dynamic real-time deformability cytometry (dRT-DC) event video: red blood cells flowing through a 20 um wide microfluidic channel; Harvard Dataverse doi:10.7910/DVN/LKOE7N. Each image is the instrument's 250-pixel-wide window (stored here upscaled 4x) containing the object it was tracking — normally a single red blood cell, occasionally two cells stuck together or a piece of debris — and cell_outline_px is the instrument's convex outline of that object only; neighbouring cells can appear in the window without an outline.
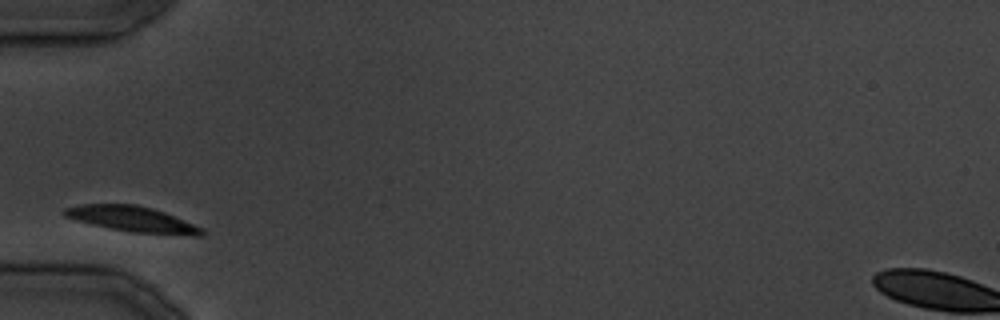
{"species": "common noctule bat (a hibernating species)", "species_latin": "Nyctalus noctula", "temperature_condition": "cold", "stored_images_in_passage": 20, "camera_frame_rate_fps": 3000, "um_per_image_px": 0.085, "animal": {"sex": "male", "body_mass_g": 19.5, "forearm_length_mm": 54.6}, "frame": {"image": 1, "passage_image": 1, "time_ms": 0.0, "image_size_px": [1000, 320], "cell_outline_px": [[208, 232], [204, 236], [192, 236], [132, 232], [92, 224], [76, 220], [64, 216], [60, 212], [64, 208], [84, 204], [136, 204], [152, 208], [164, 212], [204, 228]], "centroid_in_image_um": [11.31, 18.63], "position_along_channel_um": 73.7, "area_um2": 20.58}}
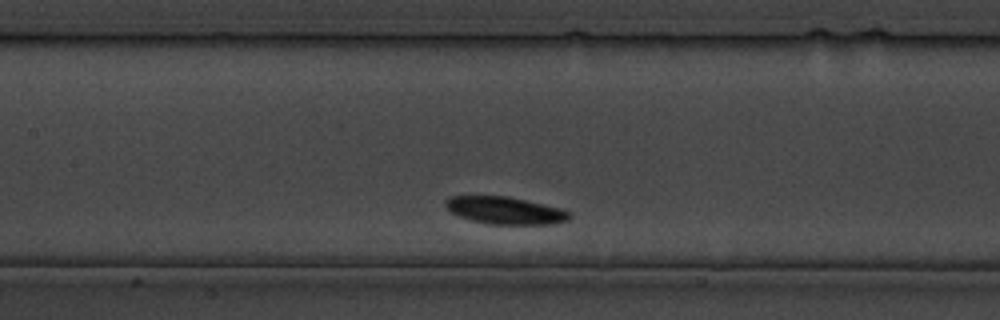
{"frame": {"image": 2, "passage_image": 6, "time_ms": 6.667, "image_size_px": [1000, 320], "cell_outline_px": [[572, 216], [568, 220], [552, 224], [488, 224], [472, 220], [460, 216], [452, 212], [444, 204], [444, 200], [448, 196], [508, 196], [560, 208], [572, 212]], "centroid_in_image_um": [42.95, 17.88], "position_along_channel_um": 164.5, "area_um2": 19.71}}
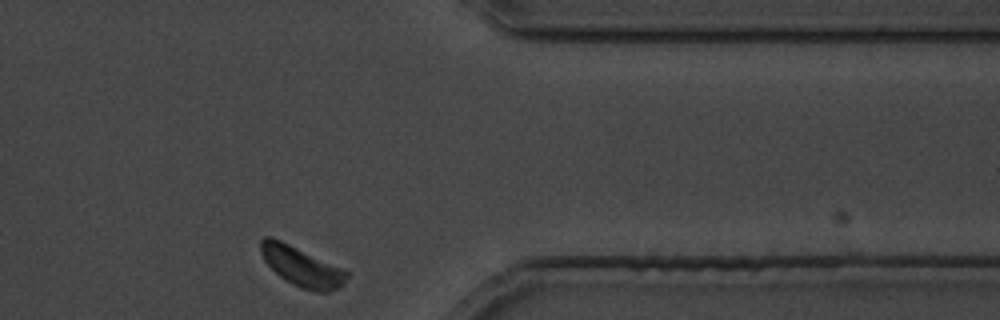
{"frame": {"image": 3, "passage_image": 20, "time_ms": 23.333, "image_size_px": [1000, 320], "cell_outline_px": [[348, 276], [344, 284], [340, 288], [328, 292], [316, 292], [300, 288], [292, 284], [280, 276], [264, 260], [260, 252], [260, 240], [264, 236], [272, 236], [344, 268], [348, 272]], "centroid_in_image_um": [25.66, 22.65], "position_along_channel_um": 385.7, "area_um2": 20.11}}